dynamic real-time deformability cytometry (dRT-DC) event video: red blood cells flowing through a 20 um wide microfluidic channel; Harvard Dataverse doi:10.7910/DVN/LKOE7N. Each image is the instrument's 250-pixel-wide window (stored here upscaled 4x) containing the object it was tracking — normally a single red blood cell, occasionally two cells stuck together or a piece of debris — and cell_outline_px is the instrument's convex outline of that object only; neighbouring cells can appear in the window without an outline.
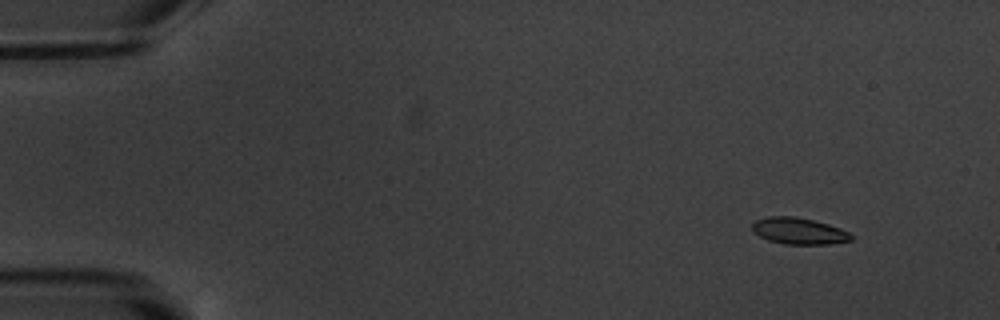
{"species": "common noctule bat (a hibernating species)", "species_latin": "Nyctalus noctula", "temperature_condition": "warm", "stored_images_in_passage": 16, "camera_frame_rate_fps": 3000, "um_per_image_px": 0.085, "animal": {"sex": "male", "body_mass_g": 20.1, "forearm_length_mm": 53.5}, "frame": {"image": 1, "passage_image": 1, "time_ms": 0.0, "image_size_px": [1000, 320], "cell_outline_px": [[856, 236], [852, 240], [828, 244], [784, 244], [768, 240], [760, 236], [752, 228], [752, 224], [756, 220], [768, 216], [796, 216], [828, 224], [840, 228]], "centroid_in_image_um": [67.93, 19.63], "position_along_channel_um": 17.1, "area_um2": 15.26}}
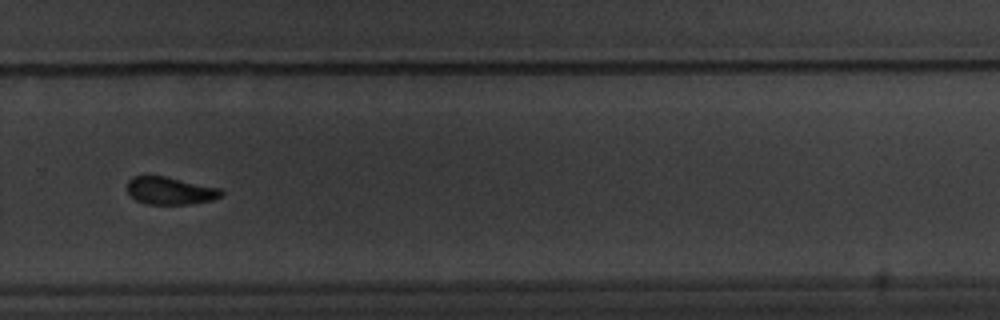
{"frame": {"image": 2, "passage_image": 11, "time_ms": 11.667, "image_size_px": [1000, 320], "cell_outline_px": [[224, 192], [220, 196], [212, 200], [192, 204], [144, 204], [136, 200], [128, 192], [128, 180], [132, 176], [164, 176], [220, 188]], "centroid_in_image_um": [14.46, 16.22], "position_along_channel_um": 315.3, "area_um2": 15.03}}
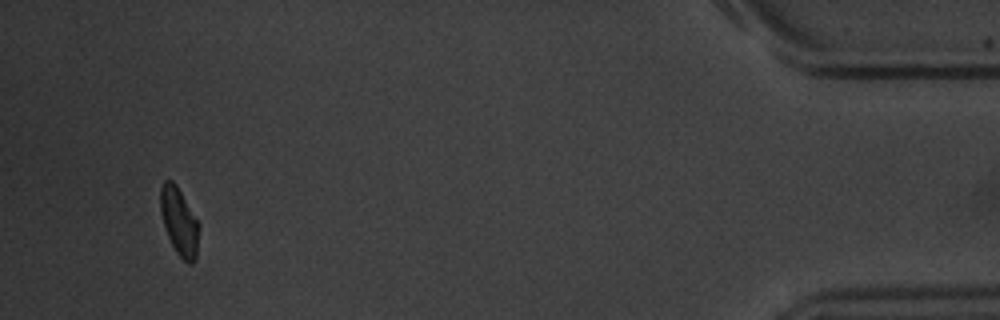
{"frame": {"image": 3, "passage_image": 15, "time_ms": 16.667, "image_size_px": [1000, 320], "cell_outline_px": [[200, 224], [196, 260], [192, 264], [188, 264], [176, 252], [168, 236], [160, 212], [160, 188], [164, 180], [172, 180], [176, 184]], "centroid_in_image_um": [15.25, 18.84], "position_along_channel_um": 420.0, "area_um2": 15.26}, "authors_computed_cell_mechanics": {"area_um2": 15.9239, "velocity_mm_per_s": 3.4976, "shape_relaxation_time_tau1_ms": 5.3104, "shape_relaxation_time_tau2_ms": null, "deformation_change_tau1": 0.1172, "deformation_change_tau2": null}}